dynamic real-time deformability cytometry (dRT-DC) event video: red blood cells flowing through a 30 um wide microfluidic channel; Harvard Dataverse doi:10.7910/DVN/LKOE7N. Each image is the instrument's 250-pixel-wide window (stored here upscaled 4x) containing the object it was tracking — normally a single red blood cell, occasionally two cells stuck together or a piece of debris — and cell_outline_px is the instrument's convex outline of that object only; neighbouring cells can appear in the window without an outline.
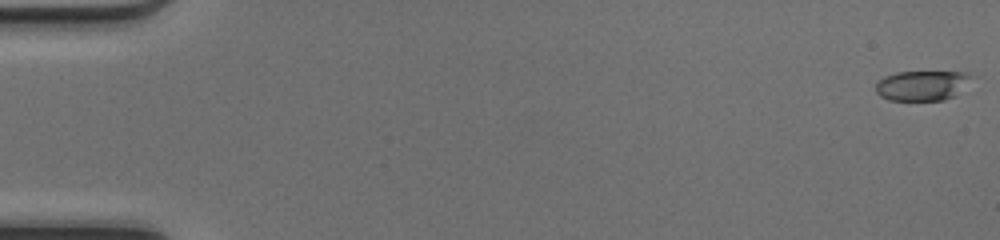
{"species": "common noctule bat (a hibernating species)", "species_latin": "Nyctalus noctula", "temperature_condition": "cold", "stored_images_in_passage": 50, "camera_frame_rate_fps": 3000, "um_per_image_px": 0.085, "animal": {"sex": "female", "body_mass_g": 17.0, "forearm_length_mm": 48.0}, "frame": {"image": 1, "passage_image": 1, "time_ms": 0.0, "image_size_px": [1000, 240], "cell_outline_px": [[976, 76], [952, 96], [944, 100], [888, 100], [880, 96], [876, 92], [876, 84], [884, 76], [896, 72], [968, 72]], "centroid_in_image_um": [78.37, 7.25], "position_along_channel_um": 6.6, "area_um2": 16.65}}
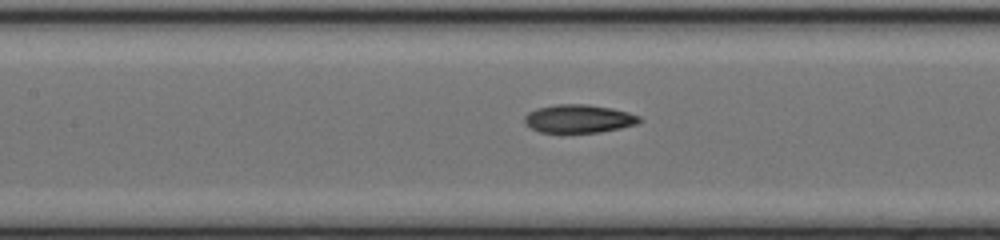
{"frame": {"image": 2, "passage_image": 24, "time_ms": 7.667, "image_size_px": [1000, 240], "cell_outline_px": [[640, 120], [636, 124], [620, 128], [600, 132], [540, 132], [532, 128], [524, 120], [524, 116], [528, 112], [536, 108], [556, 104], [588, 104], [612, 108], [628, 112], [640, 116]], "centroid_in_image_um": [49.19, 10.08], "position_along_channel_um": 158.2, "area_um2": 18.79}}
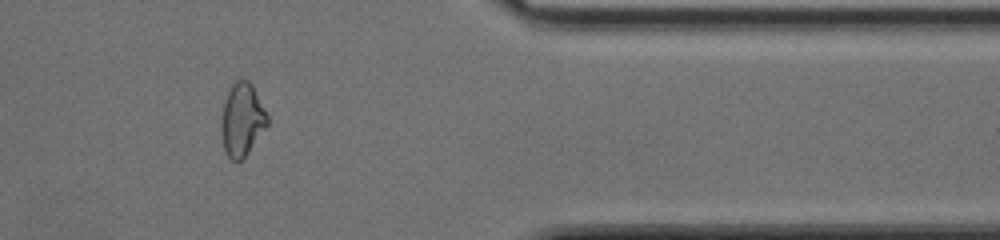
{"frame": {"image": 3, "passage_image": 42, "time_ms": 13.667, "image_size_px": [1000, 240], "cell_outline_px": [[268, 124], [248, 152], [240, 160], [232, 160], [228, 156], [224, 148], [220, 128], [224, 100], [232, 84], [236, 80], [248, 80], [252, 84], [268, 116]], "centroid_in_image_um": [20.56, 10.15], "position_along_channel_um": 390.8, "area_um2": 19.31}, "authors_computed_cell_mechanics": {"area_um2": 18.9006, "velocity_mm_per_s": 4.2063, "shape_relaxation_time_tau1_ms": 8.5876, "shape_relaxation_time_tau2_ms": 2.3514, "deformation_change_tau1": 0.231, "deformation_change_tau2": 0.086}}